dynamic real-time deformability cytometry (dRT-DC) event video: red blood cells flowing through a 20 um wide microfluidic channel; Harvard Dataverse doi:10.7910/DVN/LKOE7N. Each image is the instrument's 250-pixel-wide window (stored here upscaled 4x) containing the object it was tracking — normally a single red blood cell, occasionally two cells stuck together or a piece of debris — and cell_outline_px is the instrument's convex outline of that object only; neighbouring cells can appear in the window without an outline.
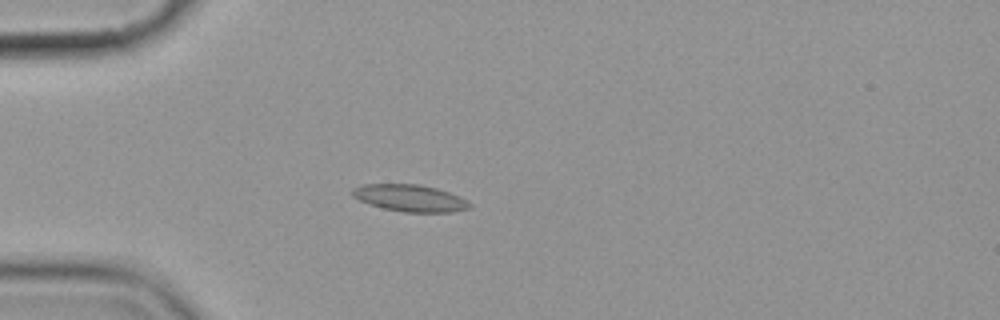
{"species": "common noctule bat (a hibernating species)", "species_latin": "Nyctalus noctula", "temperature_condition": "cold", "stored_images_in_passage": 3, "camera_frame_rate_fps": 3000, "um_per_image_px": 0.085, "animal": {"sex": "female", "body_mass_g": 19.9}, "frame": {"image": 1, "passage_image": 3, "time_ms": 3.333, "image_size_px": [1000, 320], "cell_outline_px": [[472, 208], [452, 212], [404, 212], [384, 208], [360, 200], [352, 196], [352, 188], [360, 184], [420, 184], [436, 188], [460, 196], [472, 204]], "centroid_in_image_um": [34.87, 16.83], "position_along_channel_um": 50.1, "area_um2": 18.38}}